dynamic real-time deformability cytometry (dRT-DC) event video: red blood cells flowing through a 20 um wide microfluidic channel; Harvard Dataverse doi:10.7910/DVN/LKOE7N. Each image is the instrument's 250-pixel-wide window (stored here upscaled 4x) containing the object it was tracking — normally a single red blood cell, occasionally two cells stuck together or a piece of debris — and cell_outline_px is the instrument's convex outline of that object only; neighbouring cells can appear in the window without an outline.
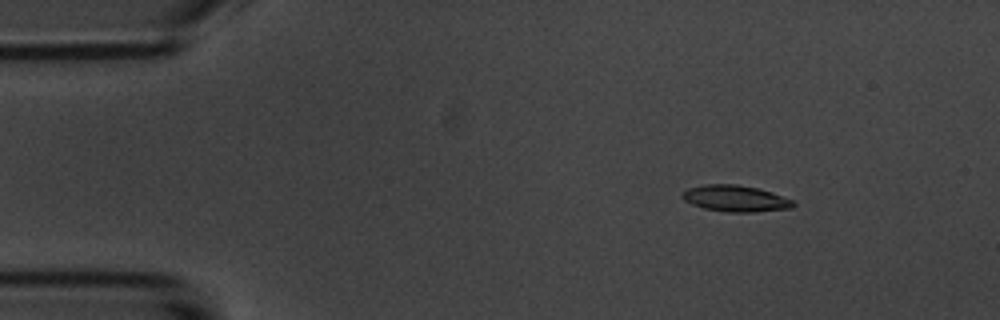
{"species": "common noctule bat (a hibernating species)", "species_latin": "Nyctalus noctula", "temperature_condition": "room temperature", "stored_images_in_passage": 6, "camera_frame_rate_fps": 3000, "um_per_image_px": 0.085, "animal": {"sex": "male", "body_mass_g": 20.1, "forearm_length_mm": 53.5}, "frame": {"image": 1, "passage_image": 3, "time_ms": 2.333, "image_size_px": [1000, 320], "cell_outline_px": [[796, 204], [792, 208], [756, 212], [728, 212], [704, 208], [692, 204], [684, 200], [680, 196], [688, 188], [704, 184], [736, 184], [760, 188], [772, 192], [792, 200]], "centroid_in_image_um": [62.53, 16.86], "position_along_channel_um": 22.5, "area_um2": 17.11}}
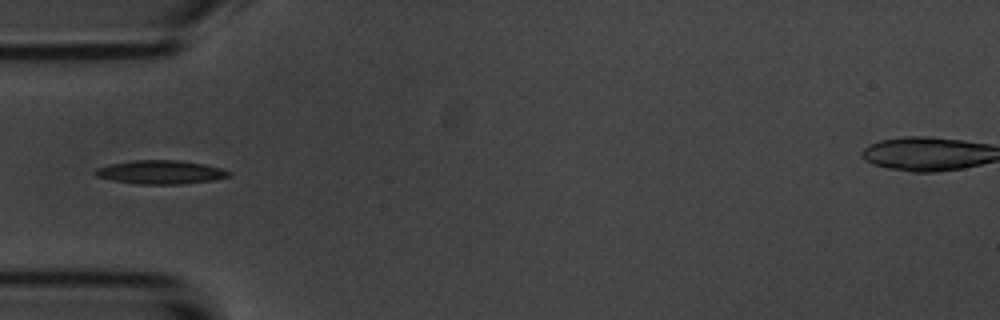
{"frame": {"image": 2, "passage_image": 6, "time_ms": 5.667, "image_size_px": [1000, 320], "cell_outline_px": [[232, 172], [228, 176], [212, 180], [180, 184], [136, 184], [112, 180], [96, 176], [92, 172], [96, 168], [108, 164], [132, 160], [180, 160], [204, 164], [224, 168]], "centroid_in_image_um": [13.62, 14.62], "position_along_channel_um": 71.4, "area_um2": 18.55}}